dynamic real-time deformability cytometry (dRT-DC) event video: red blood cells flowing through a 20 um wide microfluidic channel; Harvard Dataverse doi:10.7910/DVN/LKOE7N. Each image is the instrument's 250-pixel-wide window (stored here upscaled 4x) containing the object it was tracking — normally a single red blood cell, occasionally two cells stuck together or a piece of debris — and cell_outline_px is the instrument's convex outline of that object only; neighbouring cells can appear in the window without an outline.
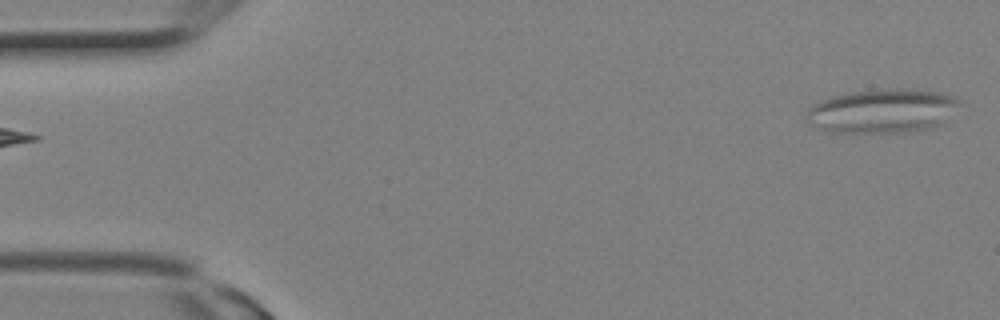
{"species": "Egyptian fruit bat (a non-hibernating species)", "species_latin": "Rousettus aegyptiacus", "temperature_condition": "room temperature", "stored_images_in_passage": 11, "camera_frame_rate_fps": 3000, "um_per_image_px": 0.085, "animal": {"sex": "female"}, "frame": {"image": 1, "passage_image": 1, "time_ms": 0.0, "image_size_px": [1000, 320], "cell_outline_px": [[960, 104], [940, 124], [932, 128], [912, 132], [828, 132], [808, 124], [804, 116], [808, 108], [820, 100], [832, 96], [848, 92], [888, 88], [904, 88], [944, 92], [956, 96], [960, 100]], "centroid_in_image_um": [74.98, 9.42], "position_along_channel_um": 10.0, "area_um2": 39.82}}
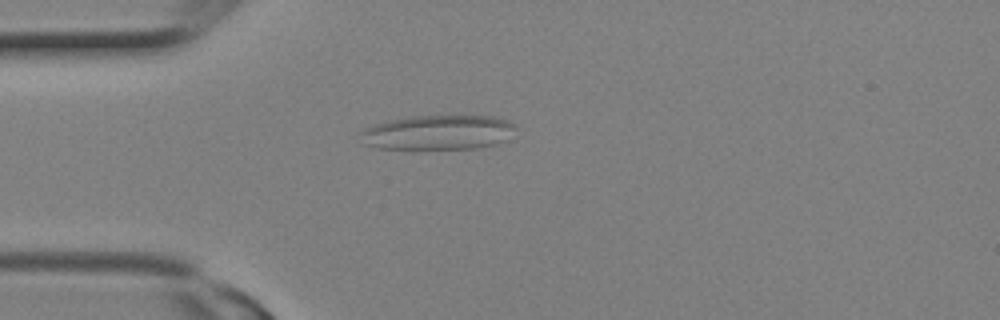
{"frame": {"image": 2, "passage_image": 7, "time_ms": 2.0, "image_size_px": [1000, 320], "cell_outline_px": [[516, 128], [508, 140], [496, 144], [476, 148], [416, 152], [412, 152], [376, 148], [364, 144], [360, 132], [364, 128], [388, 120], [412, 116], [492, 116], [508, 120], [516, 124]], "centroid_in_image_um": [37.22, 11.31], "position_along_channel_um": 47.8, "area_um2": 32.77}}